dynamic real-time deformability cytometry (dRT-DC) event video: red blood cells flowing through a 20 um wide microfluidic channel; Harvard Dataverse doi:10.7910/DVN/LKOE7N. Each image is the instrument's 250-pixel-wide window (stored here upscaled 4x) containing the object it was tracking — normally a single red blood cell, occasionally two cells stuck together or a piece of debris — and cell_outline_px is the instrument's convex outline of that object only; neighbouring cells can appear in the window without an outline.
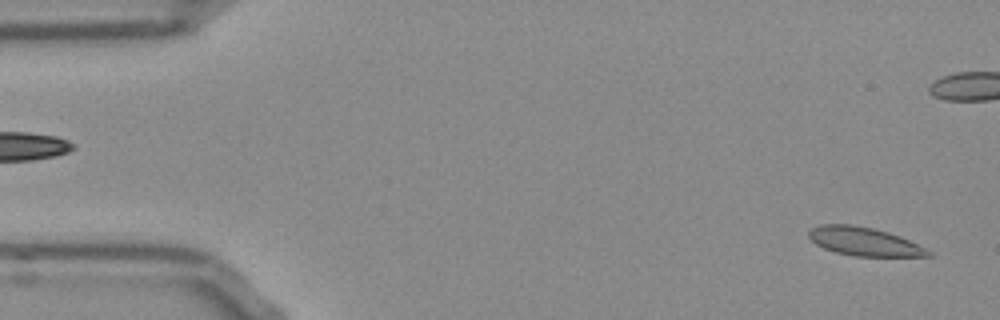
{"species": "Egyptian fruit bat (a non-hibernating species)", "species_latin": "Rousettus aegyptiacus", "temperature_condition": "room temperature", "stored_images_in_passage": 53, "camera_frame_rate_fps": 3000, "um_per_image_px": 0.085, "frame": {"image": 1, "passage_image": 2, "time_ms": 0.333, "image_size_px": [1000, 320], "cell_outline_px": [[932, 256], [856, 256], [836, 252], [824, 248], [816, 244], [808, 236], [808, 232], [812, 228], [820, 224], [852, 224], [872, 228], [888, 232], [900, 236], [932, 252]], "centroid_in_image_um": [73.42, 20.52], "position_along_channel_um": 11.6, "area_um2": 19.59}}
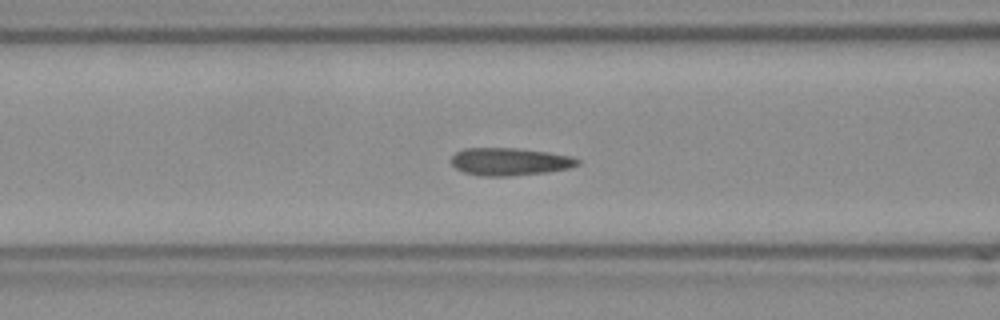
{"frame": {"image": 2, "passage_image": 20, "time_ms": 6.333, "image_size_px": [1000, 320], "cell_outline_px": [[580, 164], [568, 168], [548, 172], [508, 176], [480, 176], [464, 172], [456, 168], [452, 164], [452, 156], [456, 152], [464, 148], [516, 148], [548, 152], [572, 156], [580, 160]], "centroid_in_image_um": [43.34, 13.74], "position_along_channel_um": 123.3, "area_um2": 20.35}}
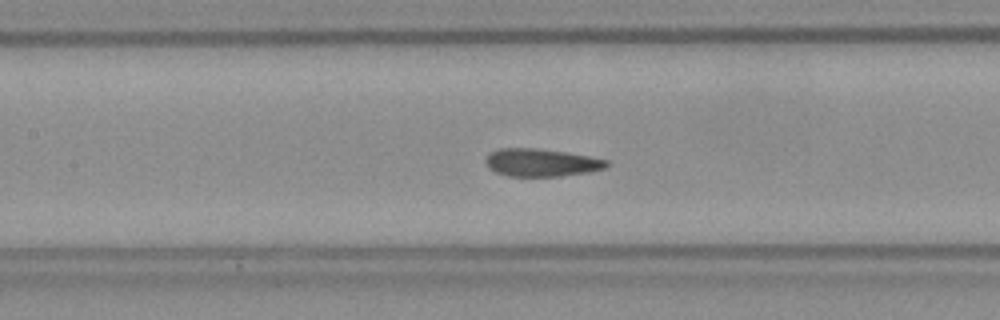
{"frame": {"image": 3, "passage_image": 23, "time_ms": 7.333, "image_size_px": [1000, 320], "cell_outline_px": [[608, 164], [604, 168], [592, 172], [560, 176], [508, 176], [496, 172], [488, 168], [484, 160], [488, 152], [500, 148], [536, 148], [592, 156], [608, 160]], "centroid_in_image_um": [45.99, 13.81], "position_along_channel_um": 161.4, "area_um2": 19.77}, "authors_computed_cell_mechanics": {"area_um2": 19.8254, "velocity_mm_per_s": 3.7778, "shape_relaxation_time_tau1_ms": 5.9771, "shape_relaxation_time_tau2_ms": 0.9079, "deformation_change_tau1": 0.1794, "deformation_change_tau2": 0.0827}}